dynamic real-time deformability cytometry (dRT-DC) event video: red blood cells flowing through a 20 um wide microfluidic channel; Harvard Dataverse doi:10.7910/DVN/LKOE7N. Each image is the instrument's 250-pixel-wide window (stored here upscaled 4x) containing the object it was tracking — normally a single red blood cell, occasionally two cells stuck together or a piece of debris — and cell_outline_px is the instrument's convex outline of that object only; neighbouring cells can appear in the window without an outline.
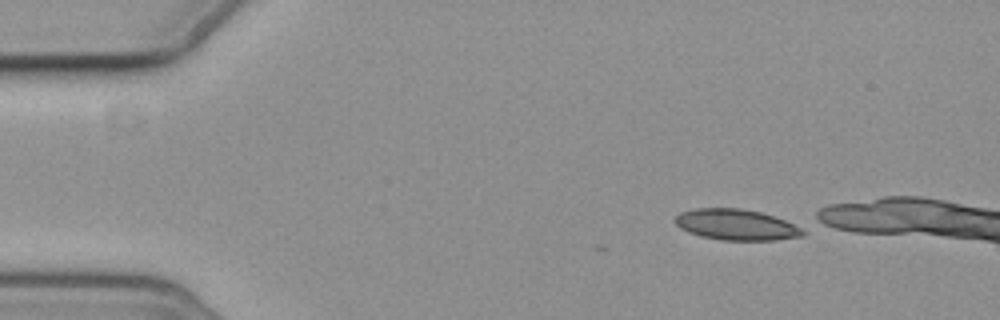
{"species": "common noctule bat (a hibernating species)", "species_latin": "Nyctalus noctula", "temperature_condition": "cold", "stored_images_in_passage": 3, "camera_frame_rate_fps": 3000, "um_per_image_px": 0.085, "animal": {"sex": "female", "body_mass_g": 19.3, "forearm_length_mm": 54.1}, "frame": {"image": 1, "passage_image": 1, "time_ms": 0.0, "image_size_px": [1000, 320], "cell_outline_px": [[808, 232], [804, 236], [776, 240], [720, 240], [700, 236], [688, 232], [680, 228], [676, 224], [676, 216], [680, 212], [696, 208], [740, 208], [760, 212], [808, 228]], "centroid_in_image_um": [62.66, 19.11], "position_along_channel_um": 22.3, "area_um2": 23.29}}